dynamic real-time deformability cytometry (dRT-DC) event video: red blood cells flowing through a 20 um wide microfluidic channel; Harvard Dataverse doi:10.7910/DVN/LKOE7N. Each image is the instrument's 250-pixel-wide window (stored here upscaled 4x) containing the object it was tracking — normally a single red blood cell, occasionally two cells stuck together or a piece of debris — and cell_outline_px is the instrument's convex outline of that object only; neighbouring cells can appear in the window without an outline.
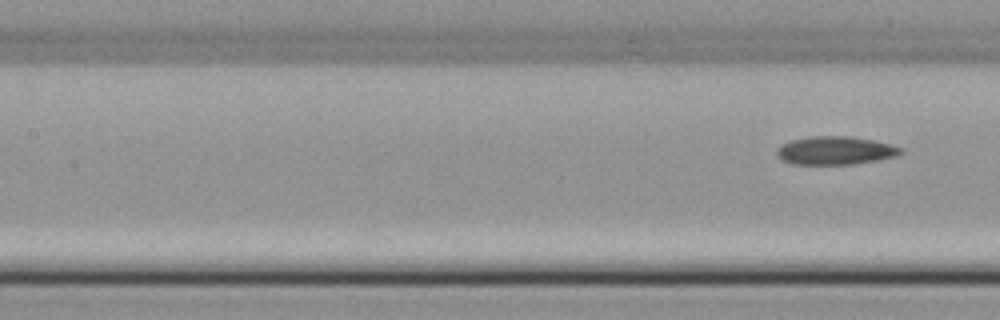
{"species": "common noctule bat (a hibernating species)", "species_latin": "Nyctalus noctula", "temperature_condition": "cold", "stored_images_in_passage": 5, "camera_frame_rate_fps": 3000, "um_per_image_px": 0.085, "animal": {"sex": "female", "body_mass_g": 22.7, "forearm_length_mm": 54.2}, "frame": {"image": 1, "passage_image": 5, "time_ms": 1.333, "image_size_px": [1000, 320], "cell_outline_px": [[904, 152], [896, 156], [876, 160], [852, 164], [792, 164], [780, 160], [776, 156], [776, 148], [780, 144], [792, 140], [808, 136], [852, 136], [872, 140], [904, 148]], "centroid_in_image_um": [70.95, 12.79], "position_along_channel_um": 136.5, "area_um2": 20.58}}